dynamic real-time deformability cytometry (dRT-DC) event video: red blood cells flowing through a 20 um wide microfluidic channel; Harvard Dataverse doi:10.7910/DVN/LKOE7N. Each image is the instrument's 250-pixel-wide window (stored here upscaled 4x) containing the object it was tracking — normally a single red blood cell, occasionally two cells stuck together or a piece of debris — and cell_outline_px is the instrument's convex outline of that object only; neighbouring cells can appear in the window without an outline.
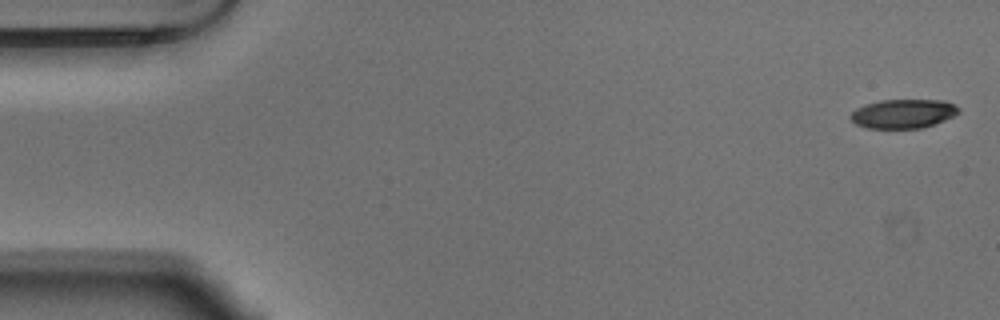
{"species": "Egyptian fruit bat (a non-hibernating species)", "species_latin": "Rousettus aegyptiacus", "temperature_condition": "warm", "stored_images_in_passage": 7, "segment_of_instrument_passage": [2, 2], "camera_frame_rate_fps": 3000, "um_per_image_px": 0.085, "animal": {"sex": "male"}, "frame": {"image": 1, "passage_image": 7, "time_ms": 2.0, "image_size_px": [1000, 320], "cell_outline_px": [[960, 112], [944, 120], [920, 128], [868, 128], [856, 124], [848, 116], [856, 108], [864, 104], [880, 100], [944, 100], [956, 104], [960, 108]], "centroid_in_image_um": [76.77, 9.65], "position_along_channel_um": 8.2, "area_um2": 18.32}}